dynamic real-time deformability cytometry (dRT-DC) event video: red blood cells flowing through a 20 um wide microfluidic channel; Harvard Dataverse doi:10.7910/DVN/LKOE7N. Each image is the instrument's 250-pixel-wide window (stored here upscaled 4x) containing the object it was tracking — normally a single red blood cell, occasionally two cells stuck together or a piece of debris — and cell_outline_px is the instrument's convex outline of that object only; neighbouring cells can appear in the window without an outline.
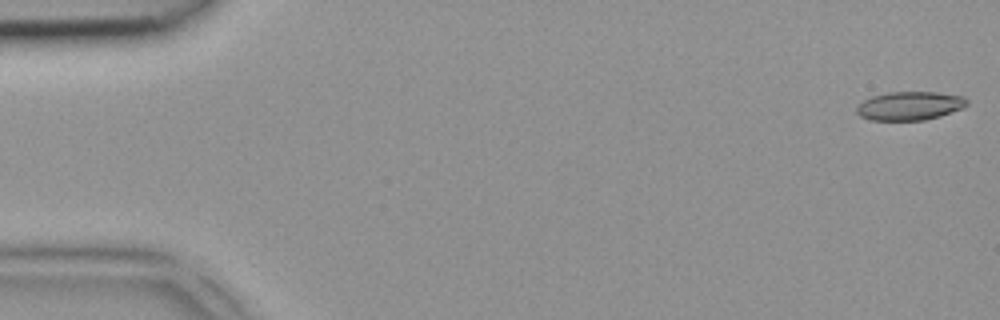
{"species": "common noctule bat (a hibernating species)", "species_latin": "Nyctalus noctula", "temperature_condition": "room temperature", "stored_images_in_passage": 3, "camera_frame_rate_fps": 3000, "um_per_image_px": 0.085, "animal": {"sex": "female", "body_mass_g": 18.4}, "frame": {"image": 1, "passage_image": 1, "time_ms": 0.0, "image_size_px": [1000, 320], "cell_outline_px": [[968, 104], [964, 108], [940, 116], [924, 120], [872, 120], [860, 116], [856, 112], [856, 108], [864, 100], [872, 96], [888, 92], [936, 92], [964, 96], [968, 100]], "centroid_in_image_um": [77.36, 8.99], "position_along_channel_um": 7.6, "area_um2": 18.44}}